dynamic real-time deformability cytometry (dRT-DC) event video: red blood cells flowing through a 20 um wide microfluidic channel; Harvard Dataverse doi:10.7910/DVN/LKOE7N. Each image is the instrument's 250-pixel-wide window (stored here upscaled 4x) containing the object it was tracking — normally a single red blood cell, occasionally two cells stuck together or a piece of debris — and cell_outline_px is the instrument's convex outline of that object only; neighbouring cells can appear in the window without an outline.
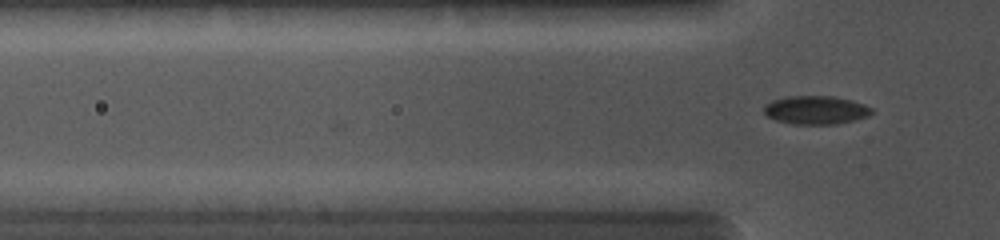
{"species": "common noctule bat (a hibernating species)", "species_latin": "Nyctalus noctula", "temperature_condition": "cold", "stored_images_in_passage": 2, "camera_frame_rate_fps": 5000, "um_per_image_px": 0.085, "animal": {"sex": "female", "body_mass_g": 19.0, "forearm_length_mm": 56.7}, "frame": {"image": 1, "passage_image": 2, "time_ms": 0.4, "image_size_px": [1000, 240], "cell_outline_px": [[876, 112], [868, 116], [836, 124], [792, 124], [776, 120], [768, 116], [764, 112], [764, 104], [772, 100], [788, 96], [836, 96], [852, 100], [864, 104], [872, 108]], "centroid_in_image_um": [69.36, 9.34], "position_along_channel_um": 56.4, "area_um2": 17.98}}